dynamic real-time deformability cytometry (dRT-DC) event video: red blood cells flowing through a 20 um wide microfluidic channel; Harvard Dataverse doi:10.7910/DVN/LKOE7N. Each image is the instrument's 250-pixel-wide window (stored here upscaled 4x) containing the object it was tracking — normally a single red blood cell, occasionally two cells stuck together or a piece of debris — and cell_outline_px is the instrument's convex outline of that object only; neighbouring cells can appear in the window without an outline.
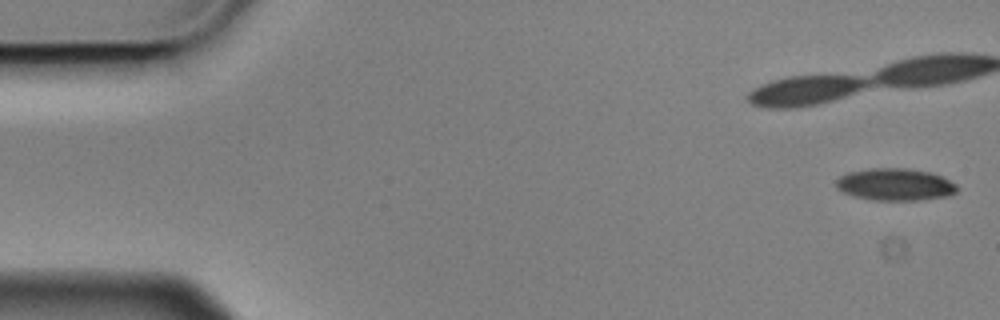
{"species": "Egyptian fruit bat (a non-hibernating species)", "species_latin": "Rousettus aegyptiacus", "temperature_condition": "cold", "stored_images_in_passage": 6, "camera_frame_rate_fps": 3000, "um_per_image_px": 0.085, "animal": {"sex": "male"}, "frame": {"image": 1, "passage_image": 1, "time_ms": 0.0, "image_size_px": [1000, 320], "cell_outline_px": [[960, 188], [956, 192], [948, 196], [920, 200], [872, 200], [852, 196], [836, 188], [836, 180], [840, 176], [848, 172], [872, 168], [908, 168], [932, 172], [944, 176], [956, 184]], "centroid_in_image_um": [76.12, 15.68], "position_along_channel_um": 8.9, "area_um2": 23.0}}